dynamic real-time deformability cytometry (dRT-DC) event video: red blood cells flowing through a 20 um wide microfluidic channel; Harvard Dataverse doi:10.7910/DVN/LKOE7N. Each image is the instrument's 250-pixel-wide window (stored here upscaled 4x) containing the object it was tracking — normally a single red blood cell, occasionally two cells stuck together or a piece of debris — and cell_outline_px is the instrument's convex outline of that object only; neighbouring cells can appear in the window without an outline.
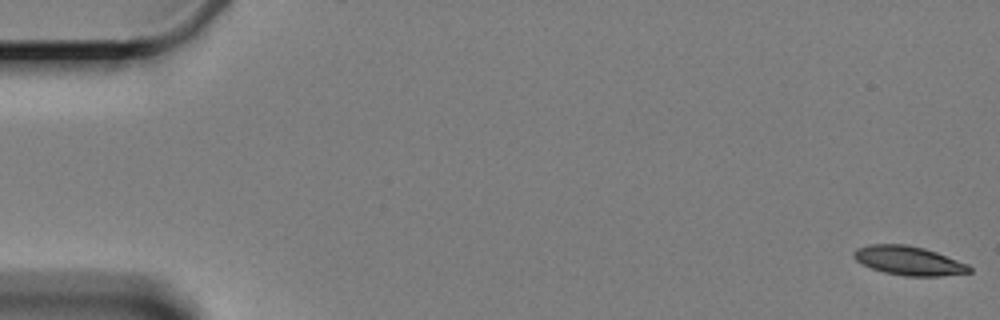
{"species": "Egyptian fruit bat (a non-hibernating species)", "species_latin": "Rousettus aegyptiacus", "temperature_condition": "cold", "stored_images_in_passage": 6, "segment_of_instrument_passage": [2, 2], "camera_frame_rate_fps": 3000, "um_per_image_px": 0.085, "animal": {"sex": "female"}, "frame": {"image": 1, "passage_image": 6, "time_ms": 7.333, "image_size_px": [1000, 320], "cell_outline_px": [[972, 272], [940, 276], [904, 276], [884, 272], [872, 268], [856, 260], [852, 256], [852, 252], [856, 248], [868, 244], [904, 244], [924, 248], [936, 252], [968, 264], [972, 268]], "centroid_in_image_um": [77.23, 22.15], "position_along_channel_um": 7.8, "area_um2": 19.54}}